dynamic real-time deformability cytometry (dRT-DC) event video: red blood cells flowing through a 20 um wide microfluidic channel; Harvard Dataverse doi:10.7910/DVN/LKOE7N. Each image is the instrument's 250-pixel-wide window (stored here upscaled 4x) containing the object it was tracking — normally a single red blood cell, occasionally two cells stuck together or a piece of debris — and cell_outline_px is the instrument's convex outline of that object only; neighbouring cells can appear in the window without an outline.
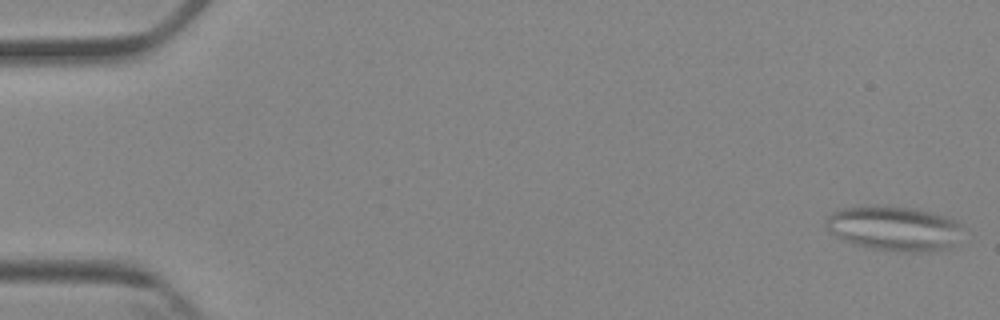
{"species": "Egyptian fruit bat (a non-hibernating species)", "species_latin": "Rousettus aegyptiacus", "temperature_condition": "cold", "stored_images_in_passage": 3, "camera_frame_rate_fps": 3000, "um_per_image_px": 0.085, "animal": {"sex": "female"}, "frame": {"image": 1, "passage_image": 1, "time_ms": 0.0, "image_size_px": [1000, 320], "cell_outline_px": [[960, 224], [956, 244], [952, 248], [932, 252], [908, 252], [872, 248], [856, 244], [844, 240], [828, 232], [824, 228], [824, 220], [832, 212], [840, 208], [864, 204], [916, 208], [948, 216], [956, 220]], "centroid_in_image_um": [75.96, 19.39], "position_along_channel_um": 9.0, "area_um2": 36.3}}